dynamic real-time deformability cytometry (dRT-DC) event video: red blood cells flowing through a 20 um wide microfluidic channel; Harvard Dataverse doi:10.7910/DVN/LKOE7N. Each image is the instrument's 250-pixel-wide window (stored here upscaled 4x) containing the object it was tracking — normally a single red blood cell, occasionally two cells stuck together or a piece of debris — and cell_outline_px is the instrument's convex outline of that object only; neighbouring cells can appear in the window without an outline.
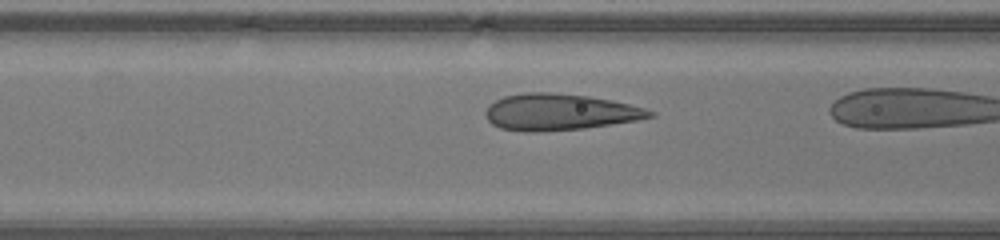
{"species": "human", "species_latin": "Homo sapiens", "temperature_condition": "warm", "stored_images_in_passage": 6, "camera_frame_rate_fps": 3000, "um_per_image_px": 0.085, "donor": {"sex": "male"}, "frame": {"image": 1, "passage_image": 4, "time_ms": 1.0, "image_size_px": [1000, 240], "cell_outline_px": [[656, 116], [636, 120], [612, 124], [584, 128], [532, 132], [524, 132], [500, 128], [492, 124], [488, 120], [484, 112], [488, 104], [504, 96], [524, 92], [548, 92], [588, 96], [612, 100], [644, 108], [656, 112]], "centroid_in_image_um": [47.54, 9.52], "position_along_channel_um": 119.1, "area_um2": 34.91}}